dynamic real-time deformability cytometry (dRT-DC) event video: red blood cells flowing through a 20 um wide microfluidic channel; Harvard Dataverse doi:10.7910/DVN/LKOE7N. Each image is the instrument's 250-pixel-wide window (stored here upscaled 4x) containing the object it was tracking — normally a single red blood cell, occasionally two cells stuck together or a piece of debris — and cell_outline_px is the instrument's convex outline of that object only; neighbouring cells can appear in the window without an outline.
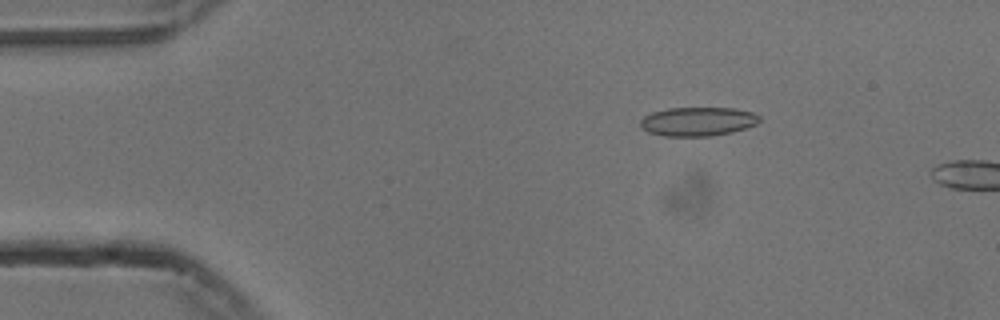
{"species": "common noctule bat (a hibernating species)", "species_latin": "Nyctalus noctula", "temperature_condition": "cold", "stored_images_in_passage": 7, "camera_frame_rate_fps": 3000, "um_per_image_px": 0.085, "animal": {"sex": "male", "body_mass_g": 13.3}, "frame": {"image": 1, "passage_image": 4, "time_ms": 1.0, "image_size_px": [1000, 320], "cell_outline_px": [[760, 120], [756, 124], [732, 132], [712, 136], [664, 136], [648, 132], [640, 128], [640, 120], [644, 116], [652, 112], [668, 108], [732, 108], [752, 112], [760, 116]], "centroid_in_image_um": [59.28, 10.33], "position_along_channel_um": 25.7, "area_um2": 20.11}}